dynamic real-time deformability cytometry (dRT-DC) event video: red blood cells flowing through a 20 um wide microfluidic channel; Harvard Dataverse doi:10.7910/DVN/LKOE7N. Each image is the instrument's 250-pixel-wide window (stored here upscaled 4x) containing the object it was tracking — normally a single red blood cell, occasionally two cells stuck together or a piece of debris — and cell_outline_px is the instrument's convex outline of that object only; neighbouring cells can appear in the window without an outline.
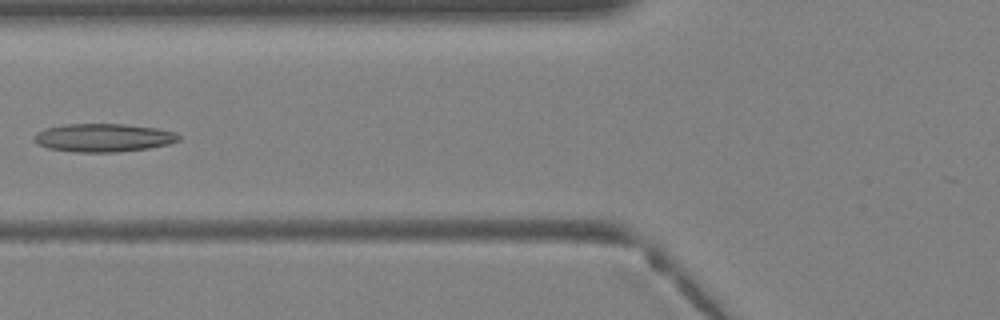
{"species": "Egyptian fruit bat (a non-hibernating species)", "species_latin": "Rousettus aegyptiacus", "temperature_condition": "warm", "stored_images_in_passage": 12, "camera_frame_rate_fps": 3000, "um_per_image_px": 0.085, "animal": {"sex": "female"}, "frame": {"image": 1, "passage_image": 4, "time_ms": 1.0, "image_size_px": [1000, 320], "cell_outline_px": [[180, 140], [168, 144], [148, 148], [116, 152], [76, 152], [48, 148], [36, 144], [32, 140], [32, 136], [36, 132], [44, 128], [64, 124], [124, 124], [156, 128], [176, 132], [180, 136]], "centroid_in_image_um": [8.73, 11.7], "position_along_channel_um": 117.1, "area_um2": 23.99}}
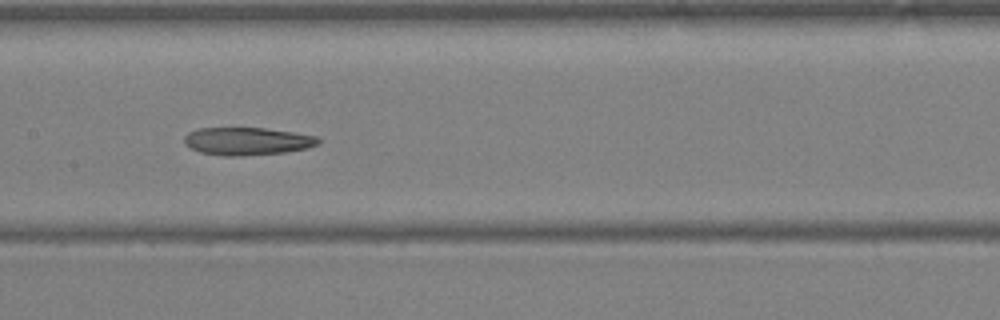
{"frame": {"image": 2, "passage_image": 8, "time_ms": 2.333, "image_size_px": [1000, 320], "cell_outline_px": [[320, 144], [304, 148], [284, 152], [244, 156], [224, 156], [200, 152], [184, 144], [184, 136], [188, 132], [196, 128], [264, 128], [292, 132], [316, 136], [320, 140]], "centroid_in_image_um": [20.97, 12.0], "position_along_channel_um": 186.4, "area_um2": 21.62}}
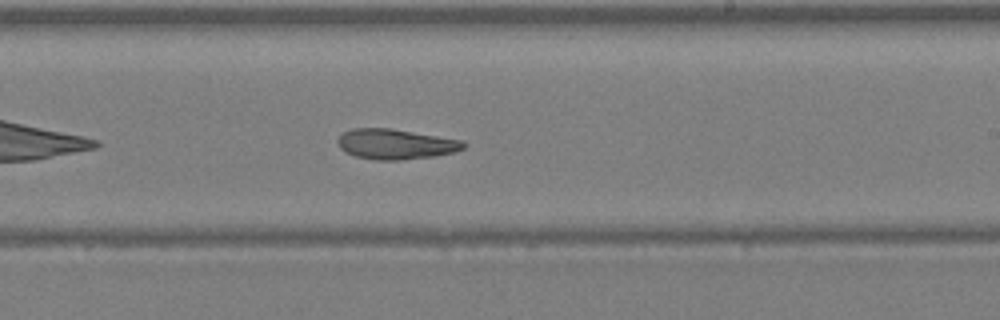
{"frame": {"image": 3, "passage_image": 12, "time_ms": 3.667, "image_size_px": [1000, 320], "cell_outline_px": [[468, 144], [464, 148], [456, 152], [436, 156], [400, 160], [376, 160], [356, 156], [344, 152], [340, 148], [336, 140], [344, 132], [352, 128], [392, 128], [464, 140]], "centroid_in_image_um": [33.67, 12.25], "position_along_channel_um": 255.3, "area_um2": 22.48}}